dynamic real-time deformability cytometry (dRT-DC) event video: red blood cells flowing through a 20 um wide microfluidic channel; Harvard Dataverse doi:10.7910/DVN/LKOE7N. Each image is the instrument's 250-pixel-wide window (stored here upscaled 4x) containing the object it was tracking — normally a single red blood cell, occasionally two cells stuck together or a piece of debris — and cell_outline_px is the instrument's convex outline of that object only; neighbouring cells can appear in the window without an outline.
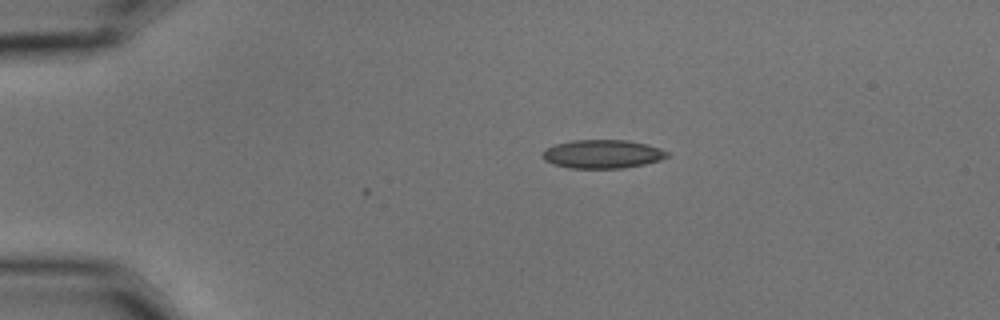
{"species": "common noctule bat (a hibernating species)", "species_latin": "Nyctalus noctula", "temperature_condition": "cold", "stored_images_in_passage": 45, "camera_frame_rate_fps": 3000, "um_per_image_px": 0.085, "animal": {"sex": "male", "body_mass_g": 15.6}, "frame": {"image": 1, "passage_image": 1, "time_ms": 0.0, "image_size_px": [1000, 320], "cell_outline_px": [[672, 156], [660, 160], [644, 164], [624, 168], [568, 168], [552, 164], [544, 160], [544, 148], [556, 144], [572, 140], [628, 140], [648, 144], [660, 148], [668, 152]], "centroid_in_image_um": [51.24, 13.09], "position_along_channel_um": 33.8, "area_um2": 20.92}}
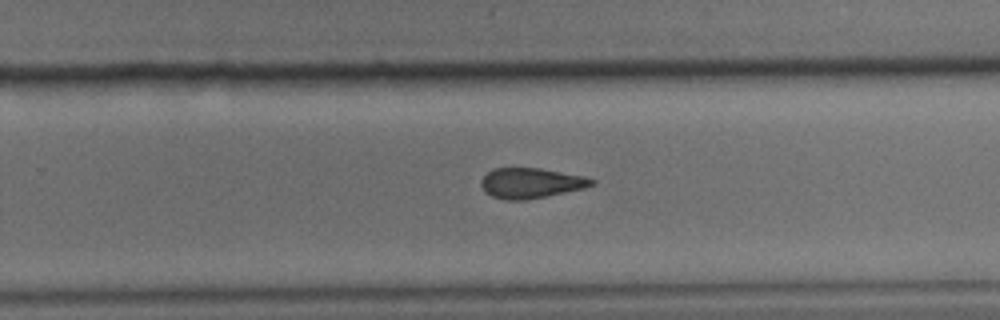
{"frame": {"image": 2, "passage_image": 26, "time_ms": 8.333, "image_size_px": [1000, 320], "cell_outline_px": [[596, 184], [584, 188], [528, 200], [504, 200], [492, 196], [484, 192], [480, 184], [480, 180], [492, 168], [540, 168], [584, 176], [596, 180]], "centroid_in_image_um": [45.11, 15.56], "position_along_channel_um": 284.7, "area_um2": 19.65}}
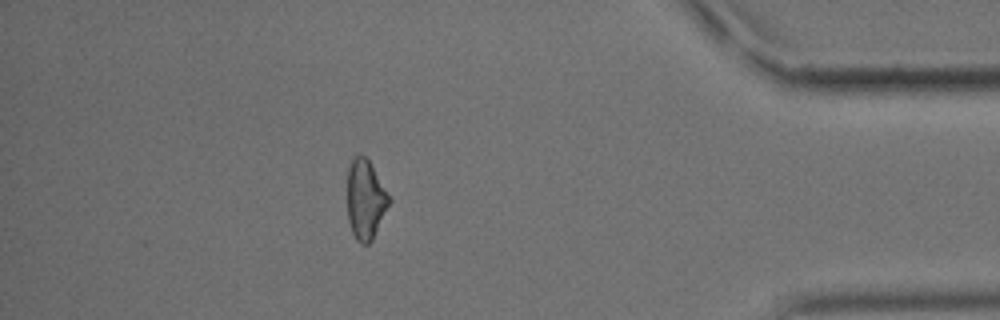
{"frame": {"image": 3, "passage_image": 39, "time_ms": 12.667, "image_size_px": [1000, 320], "cell_outline_px": [[392, 200], [372, 240], [368, 244], [360, 244], [356, 240], [352, 232], [348, 220], [348, 168], [352, 160], [356, 156], [364, 156], [368, 160]], "centroid_in_image_um": [31.07, 17.01], "position_along_channel_um": 404.1, "area_um2": 19.13}, "authors_computed_cell_mechanics": {"area_um2": 20.23, "velocity_mm_per_s": 3.6087, "shape_relaxation_time_tau1_ms": 5.6136, "shape_relaxation_time_tau2_ms": 2.9505, "deformation_change_tau1": 0.1496, "deformation_change_tau2": 0.1182}}